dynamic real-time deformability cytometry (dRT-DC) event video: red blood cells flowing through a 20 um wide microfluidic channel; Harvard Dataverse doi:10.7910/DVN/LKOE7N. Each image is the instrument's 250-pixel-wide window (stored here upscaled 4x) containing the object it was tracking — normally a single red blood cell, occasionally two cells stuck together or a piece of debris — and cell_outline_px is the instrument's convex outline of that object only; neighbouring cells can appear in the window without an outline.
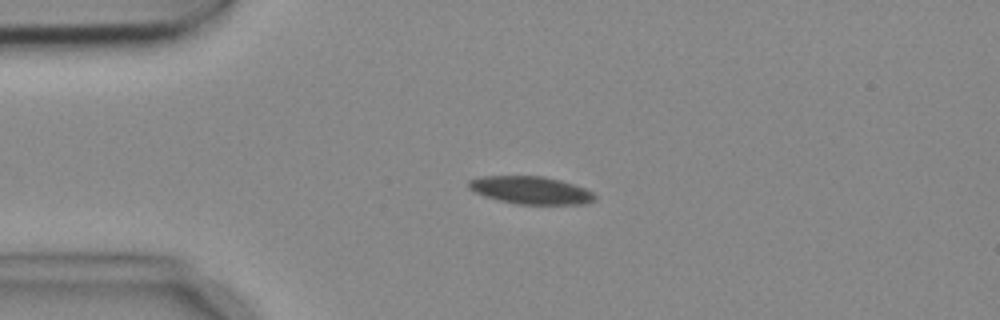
{"species": "common noctule bat (a hibernating species)", "species_latin": "Nyctalus noctula", "temperature_condition": "cold", "stored_images_in_passage": 6, "camera_frame_rate_fps": 3000, "um_per_image_px": 0.085, "animal": {"sex": "female", "body_mass_g": 18.4}, "frame": {"image": 1, "passage_image": 4, "time_ms": 1.0, "image_size_px": [1000, 320], "cell_outline_px": [[596, 200], [584, 204], [516, 204], [484, 196], [468, 188], [468, 180], [484, 176], [544, 176], [560, 180], [584, 188], [592, 192], [596, 196]], "centroid_in_image_um": [45.12, 16.17], "position_along_channel_um": 39.9, "area_um2": 20.23}}